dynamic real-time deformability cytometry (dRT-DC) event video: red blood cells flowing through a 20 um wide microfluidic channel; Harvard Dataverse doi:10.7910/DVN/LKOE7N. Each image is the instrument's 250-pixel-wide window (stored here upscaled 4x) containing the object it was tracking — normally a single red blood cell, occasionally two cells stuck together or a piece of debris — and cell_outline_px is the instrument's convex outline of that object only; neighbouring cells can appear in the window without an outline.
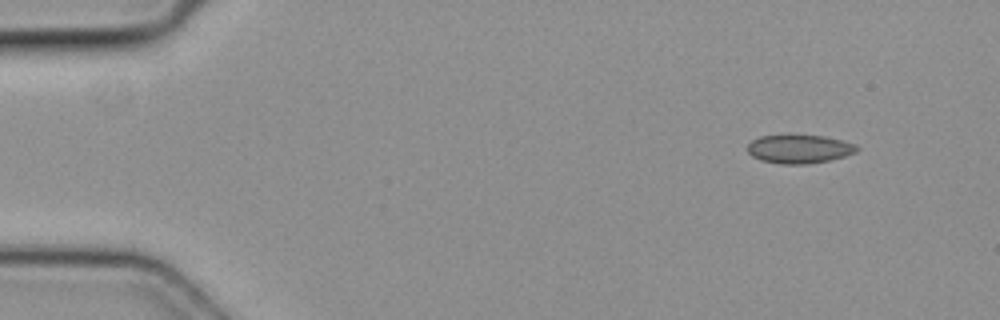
{"species": "common noctule bat (a hibernating species)", "species_latin": "Nyctalus noctula", "temperature_condition": "cold", "stored_images_in_passage": 3, "camera_frame_rate_fps": 3000, "um_per_image_px": 0.085, "animal": {"sex": "female", "body_mass_g": 19.3, "forearm_length_mm": 54.1}, "frame": {"image": 1, "passage_image": 1, "time_ms": 0.0, "image_size_px": [1000, 320], "cell_outline_px": [[860, 148], [856, 152], [844, 156], [828, 160], [804, 164], [780, 164], [760, 160], [752, 156], [748, 152], [748, 144], [752, 140], [760, 136], [788, 132], [792, 132], [824, 136], [844, 140], [856, 144]], "centroid_in_image_um": [67.92, 12.61], "position_along_channel_um": 17.1, "area_um2": 19.02}}
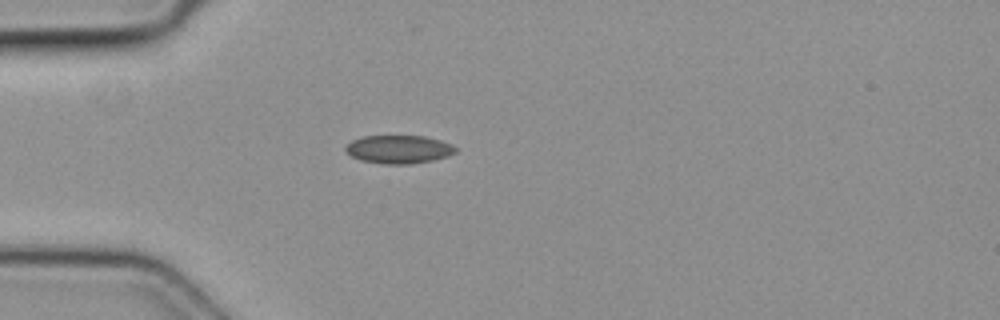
{"frame": {"image": 2, "passage_image": 3, "time_ms": 0.667, "image_size_px": [1000, 320], "cell_outline_px": [[456, 152], [448, 156], [432, 160], [408, 164], [384, 164], [360, 160], [352, 156], [344, 148], [352, 140], [364, 136], [424, 136], [440, 140], [452, 144], [456, 148]], "centroid_in_image_um": [33.91, 12.69], "position_along_channel_um": 51.1, "area_um2": 17.98}}